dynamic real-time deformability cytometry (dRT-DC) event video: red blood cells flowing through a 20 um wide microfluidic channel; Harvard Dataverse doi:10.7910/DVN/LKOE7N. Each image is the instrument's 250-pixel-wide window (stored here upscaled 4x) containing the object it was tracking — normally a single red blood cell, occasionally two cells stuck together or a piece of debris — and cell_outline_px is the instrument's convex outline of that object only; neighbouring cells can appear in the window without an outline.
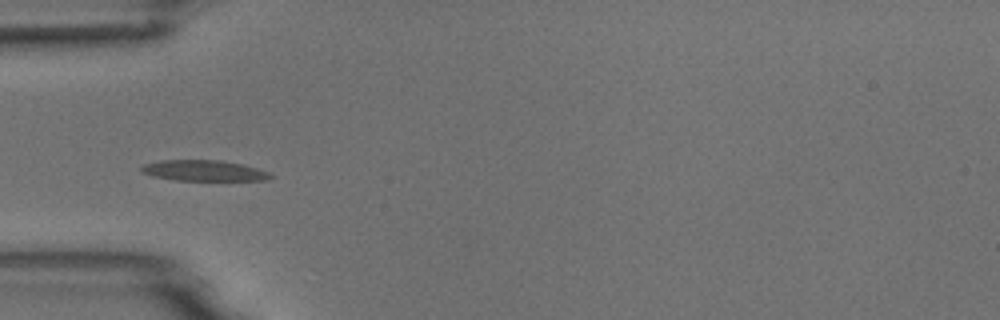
{"species": "common noctule bat (a hibernating species)", "species_latin": "Nyctalus noctula", "temperature_condition": "room temperature", "stored_images_in_passage": 3, "camera_frame_rate_fps": 3000, "um_per_image_px": 0.085, "animal": {"sex": "male", "body_mass_g": 18.8}, "frame": {"image": 1, "passage_image": 1, "time_ms": 0.0, "image_size_px": [1000, 320], "cell_outline_px": [[276, 176], [268, 180], [176, 180], [152, 176], [140, 172], [140, 168], [144, 164], [160, 160], [220, 160], [244, 164], [268, 172]], "centroid_in_image_um": [17.33, 14.5], "position_along_channel_um": 67.7, "area_um2": 15.72}}